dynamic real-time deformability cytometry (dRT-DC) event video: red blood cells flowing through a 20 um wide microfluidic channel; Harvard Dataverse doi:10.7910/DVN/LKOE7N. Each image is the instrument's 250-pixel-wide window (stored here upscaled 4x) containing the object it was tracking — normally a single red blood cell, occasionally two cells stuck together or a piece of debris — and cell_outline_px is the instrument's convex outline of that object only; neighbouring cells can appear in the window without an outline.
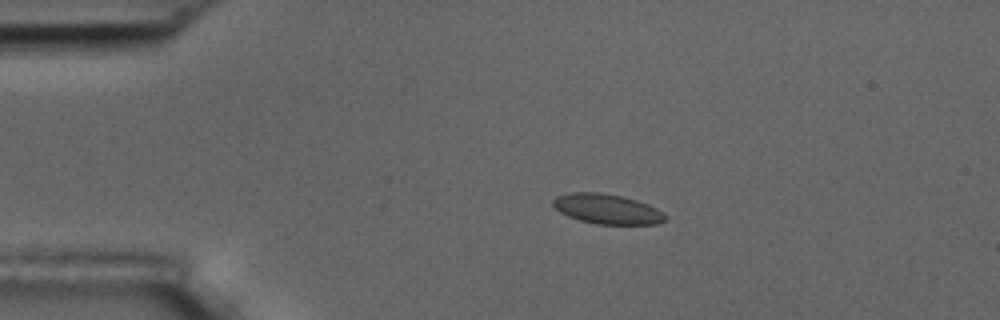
{"species": "common noctule bat (a hibernating species)", "species_latin": "Nyctalus noctula", "temperature_condition": "room temperature", "stored_images_in_passage": 10, "camera_frame_rate_fps": 3000, "um_per_image_px": 0.085, "animal": {"sex": "male", "body_mass_g": 17.5, "forearm_length_mm": 52.3}, "frame": {"image": 1, "passage_image": 4, "time_ms": 3.667, "image_size_px": [1000, 320], "cell_outline_px": [[668, 220], [656, 224], [596, 224], [580, 220], [568, 216], [560, 212], [552, 204], [552, 200], [556, 196], [572, 192], [600, 192], [620, 196], [636, 200], [648, 204], [664, 212], [668, 216]], "centroid_in_image_um": [51.63, 17.77], "position_along_channel_um": 33.4, "area_um2": 19.65}}
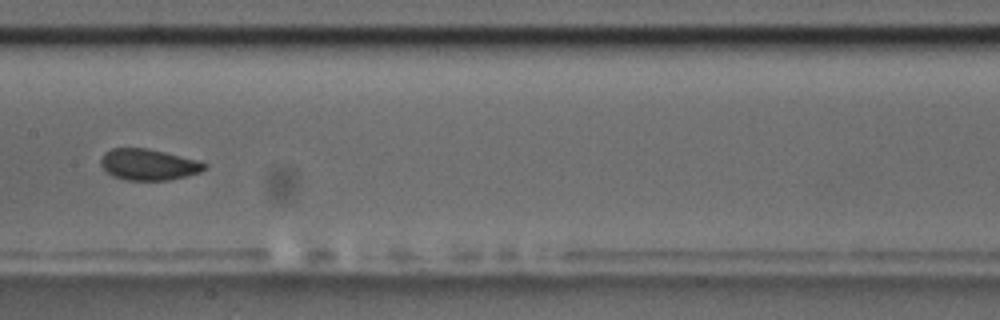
{"frame": {"image": 2, "passage_image": 9, "time_ms": 9.333, "image_size_px": [1000, 320], "cell_outline_px": [[208, 168], [200, 172], [168, 180], [124, 180], [112, 176], [100, 164], [100, 160], [104, 152], [112, 148], [148, 148], [200, 160], [208, 164]], "centroid_in_image_um": [12.64, 13.98], "position_along_channel_um": 194.8, "area_um2": 19.02}}
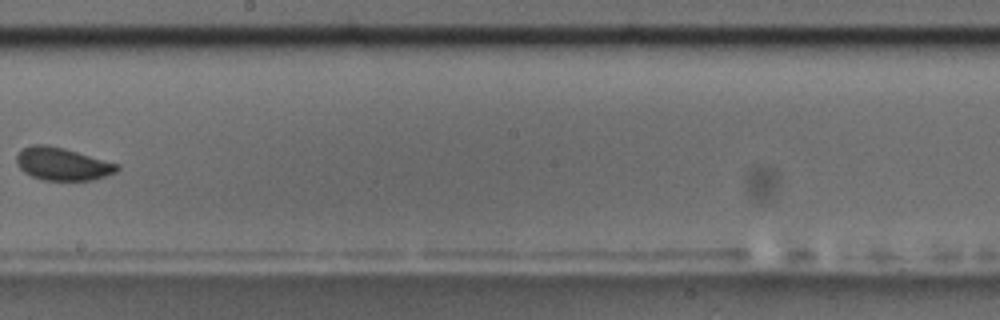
{"frame": {"image": 3, "passage_image": 10, "time_ms": 10.667, "image_size_px": [1000, 320], "cell_outline_px": [[120, 168], [116, 172], [92, 180], [44, 180], [32, 176], [24, 172], [16, 164], [16, 156], [24, 148], [32, 144], [48, 144], [64, 148], [120, 164]], "centroid_in_image_um": [5.31, 13.93], "position_along_channel_um": 242.9, "area_um2": 19.19}}